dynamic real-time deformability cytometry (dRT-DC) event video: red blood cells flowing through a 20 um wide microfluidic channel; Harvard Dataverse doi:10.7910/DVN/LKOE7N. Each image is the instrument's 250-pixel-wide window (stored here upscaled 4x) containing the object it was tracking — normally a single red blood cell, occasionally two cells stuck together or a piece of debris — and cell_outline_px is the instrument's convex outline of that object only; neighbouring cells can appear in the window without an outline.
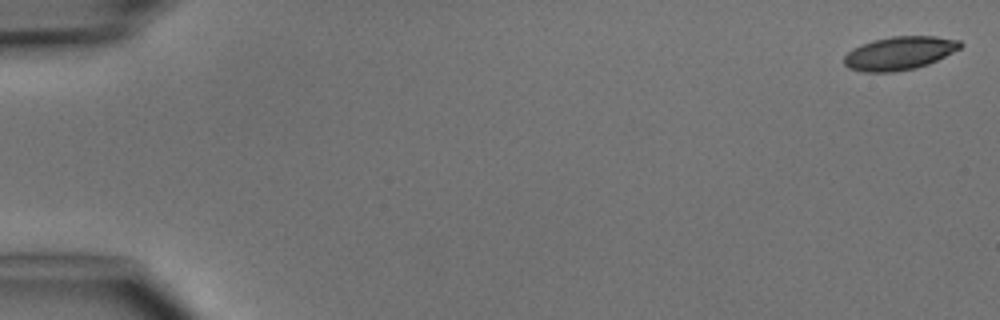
{"species": "common noctule bat (a hibernating species)", "species_latin": "Nyctalus noctula", "temperature_condition": "cold", "stored_images_in_passage": 5, "camera_frame_rate_fps": 3000, "um_per_image_px": 0.085, "animal": {"sex": "male", "body_mass_g": 15.6}, "frame": {"image": 1, "passage_image": 1, "time_ms": 0.0, "image_size_px": [1000, 320], "cell_outline_px": [[964, 44], [960, 48], [928, 64], [916, 68], [892, 72], [860, 72], [848, 68], [844, 64], [844, 56], [852, 48], [860, 44], [872, 40], [892, 36], [936, 36], [960, 40]], "centroid_in_image_um": [76.42, 4.52], "position_along_channel_um": 8.6, "area_um2": 22.72}}
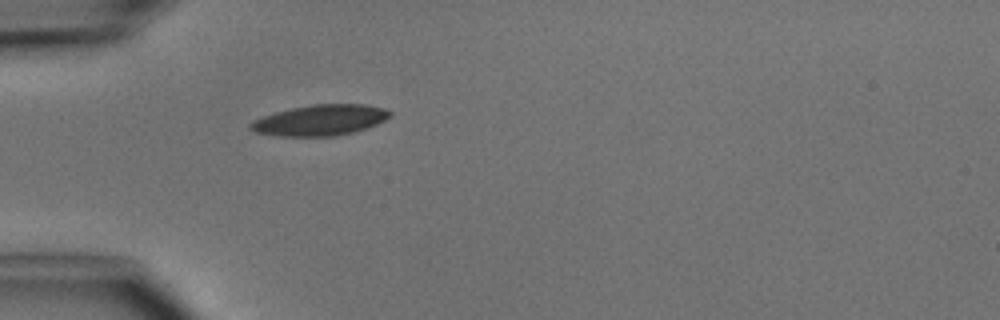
{"frame": {"image": 2, "passage_image": 5, "time_ms": 4.667, "image_size_px": [1000, 320], "cell_outline_px": [[392, 116], [376, 124], [352, 132], [332, 136], [280, 136], [256, 132], [248, 128], [248, 124], [252, 120], [276, 112], [292, 108], [312, 104], [364, 104], [384, 108], [392, 112]], "centroid_in_image_um": [27.2, 10.2], "position_along_channel_um": 57.8, "area_um2": 24.85}}